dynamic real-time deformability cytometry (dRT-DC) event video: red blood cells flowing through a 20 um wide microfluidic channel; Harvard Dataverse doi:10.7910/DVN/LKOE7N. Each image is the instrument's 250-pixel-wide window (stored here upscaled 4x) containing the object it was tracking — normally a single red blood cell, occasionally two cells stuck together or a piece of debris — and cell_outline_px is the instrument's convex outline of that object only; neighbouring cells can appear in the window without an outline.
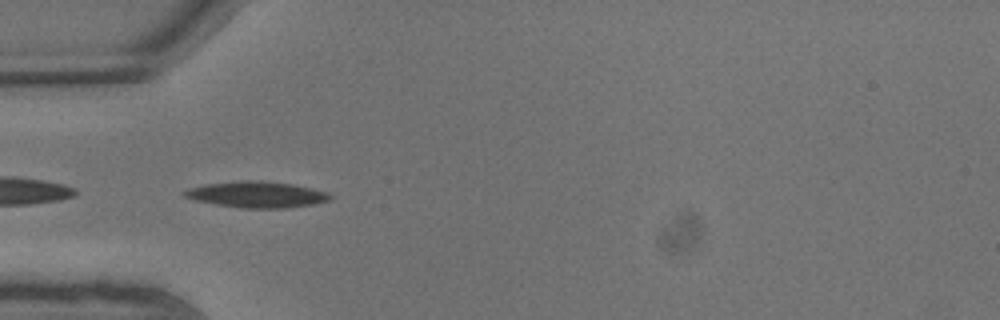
{"species": "common noctule bat (a hibernating species)", "species_latin": "Nyctalus noctula", "temperature_condition": "warm", "stored_images_in_passage": 2, "camera_frame_rate_fps": 3000, "um_per_image_px": 0.085, "animal": {"sex": "male", "body_mass_g": 13.3}, "frame": {"image": 1, "passage_image": 1, "time_ms": 0.0, "image_size_px": [1000, 320], "cell_outline_px": [[332, 196], [328, 200], [312, 204], [284, 208], [244, 208], [216, 204], [196, 200], [184, 196], [180, 192], [188, 188], [208, 184], [240, 180], [260, 180], [292, 184], [312, 188], [328, 192]], "centroid_in_image_um": [21.81, 16.52], "position_along_channel_um": 63.2, "area_um2": 22.02}}